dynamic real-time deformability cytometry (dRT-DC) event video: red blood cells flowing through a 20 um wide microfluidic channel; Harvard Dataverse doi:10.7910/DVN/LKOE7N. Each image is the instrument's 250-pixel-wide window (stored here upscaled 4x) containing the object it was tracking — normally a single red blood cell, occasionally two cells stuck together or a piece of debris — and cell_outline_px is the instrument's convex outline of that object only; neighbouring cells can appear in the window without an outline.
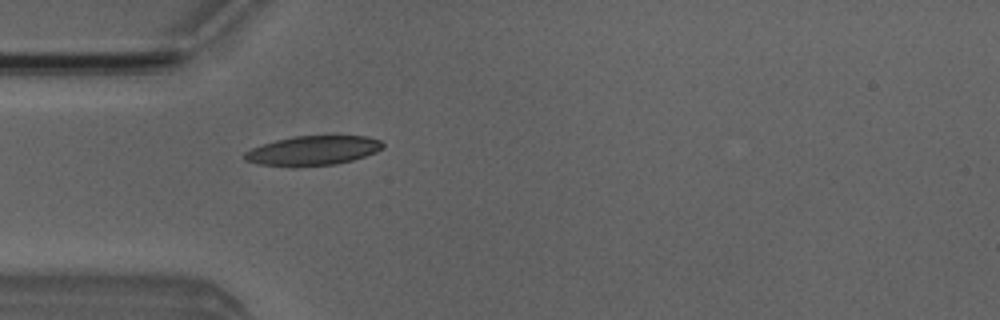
{"species": "Egyptian fruit bat (a non-hibernating species)", "species_latin": "Rousettus aegyptiacus", "temperature_condition": "room temperature", "stored_images_in_passage": 4, "camera_frame_rate_fps": 3000, "um_per_image_px": 0.085, "animal": {"sex": "male"}, "frame": {"image": 1, "passage_image": 4, "time_ms": 3.667, "image_size_px": [1000, 320], "cell_outline_px": [[384, 148], [376, 152], [352, 160], [336, 164], [292, 168], [260, 164], [244, 160], [244, 152], [252, 148], [276, 140], [292, 136], [368, 136], [380, 140], [384, 144]], "centroid_in_image_um": [26.59, 12.81], "position_along_channel_um": 58.4, "area_um2": 23.99}}